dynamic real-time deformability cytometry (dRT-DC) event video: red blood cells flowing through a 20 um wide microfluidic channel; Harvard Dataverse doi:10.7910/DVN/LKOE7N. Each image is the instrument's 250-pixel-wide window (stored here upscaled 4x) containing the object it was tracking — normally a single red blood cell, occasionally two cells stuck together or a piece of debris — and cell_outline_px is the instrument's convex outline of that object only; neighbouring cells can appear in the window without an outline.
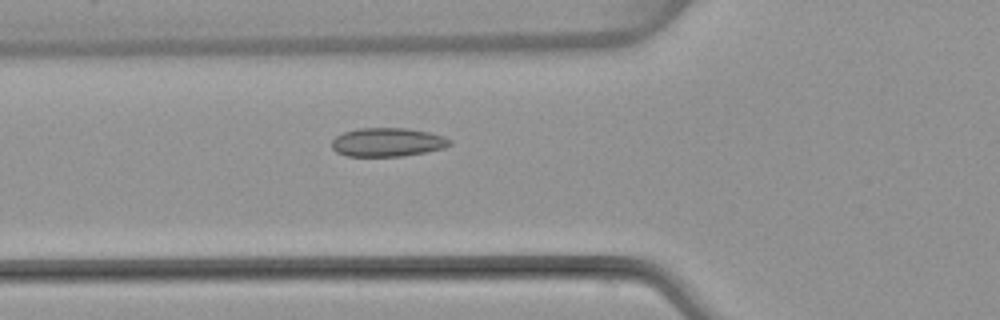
{"species": "common noctule bat (a hibernating species)", "species_latin": "Nyctalus noctula", "temperature_condition": "warm", "stored_images_in_passage": 6, "camera_frame_rate_fps": 3000, "um_per_image_px": 0.085, "animal": {"sex": "female", "body_mass_g": 22.7, "forearm_length_mm": 54.2}, "frame": {"image": 1, "passage_image": 6, "time_ms": 6.667, "image_size_px": [1000, 320], "cell_outline_px": [[452, 144], [444, 148], [424, 152], [400, 156], [348, 156], [336, 152], [332, 148], [332, 140], [336, 136], [344, 132], [360, 128], [404, 128], [428, 132], [444, 136], [452, 140]], "centroid_in_image_um": [32.94, 12.08], "position_along_channel_um": 92.9, "area_um2": 19.65}}